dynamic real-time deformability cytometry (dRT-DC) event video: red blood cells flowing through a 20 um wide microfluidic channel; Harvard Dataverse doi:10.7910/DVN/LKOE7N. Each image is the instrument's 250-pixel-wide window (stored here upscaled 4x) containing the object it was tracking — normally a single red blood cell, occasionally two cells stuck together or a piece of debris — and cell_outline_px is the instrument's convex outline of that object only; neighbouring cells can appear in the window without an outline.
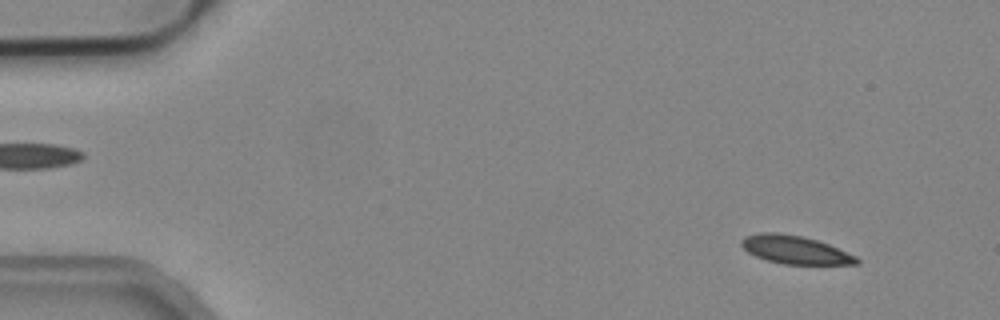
{"species": "common noctule bat (a hibernating species)", "species_latin": "Nyctalus noctula", "temperature_condition": "cold", "stored_images_in_passage": 52, "camera_frame_rate_fps": 3000, "um_per_image_px": 0.085, "animal": {"sex": "male", "body_mass_g": 19.2, "forearm_length_mm": 51.8}, "frame": {"image": 1, "passage_image": 4, "time_ms": 1.0, "image_size_px": [1000, 320], "cell_outline_px": [[860, 264], [784, 264], [768, 260], [756, 256], [748, 252], [740, 244], [740, 240], [744, 236], [760, 232], [776, 232], [800, 236], [816, 240], [828, 244], [856, 256], [860, 260]], "centroid_in_image_um": [67.56, 21.22], "position_along_channel_um": 17.4, "area_um2": 18.79}}
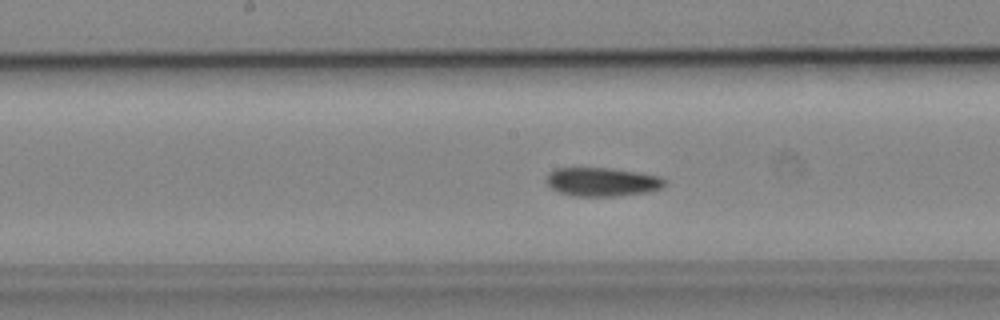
{"frame": {"image": 2, "passage_image": 26, "time_ms": 8.333, "image_size_px": [1000, 320], "cell_outline_px": [[664, 184], [660, 188], [648, 192], [616, 196], [572, 196], [560, 192], [552, 188], [544, 180], [548, 172], [556, 168], [612, 168], [660, 176], [664, 180]], "centroid_in_image_um": [51.13, 15.46], "position_along_channel_um": 197.1, "area_um2": 19.77}}
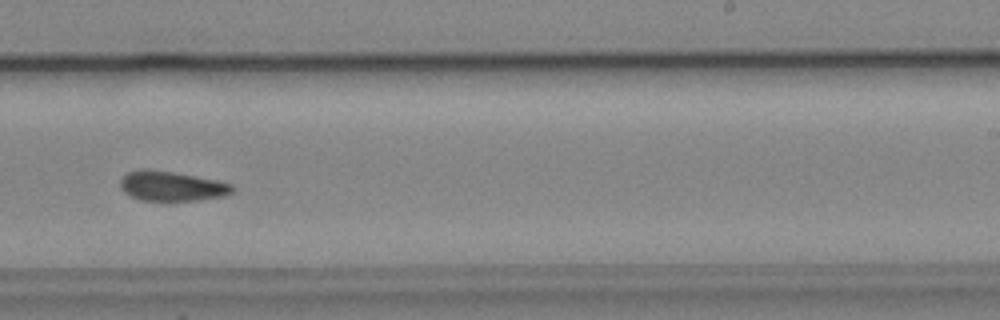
{"frame": {"image": 3, "passage_image": 32, "time_ms": 10.333, "image_size_px": [1000, 320], "cell_outline_px": [[236, 188], [232, 192], [224, 196], [196, 200], [140, 200], [124, 192], [120, 188], [120, 180], [128, 172], [172, 172], [216, 180], [232, 184]], "centroid_in_image_um": [14.66, 15.86], "position_along_channel_um": 274.3, "area_um2": 18.61}, "authors_computed_cell_mechanics": {"area_um2": 19.6231, "velocity_mm_per_s": 3.8895, "shape_relaxation_time_tau1_ms": null, "shape_relaxation_time_tau2_ms": 6.2718, "deformation_change_tau1": null, "deformation_change_tau2": 0.1064}}